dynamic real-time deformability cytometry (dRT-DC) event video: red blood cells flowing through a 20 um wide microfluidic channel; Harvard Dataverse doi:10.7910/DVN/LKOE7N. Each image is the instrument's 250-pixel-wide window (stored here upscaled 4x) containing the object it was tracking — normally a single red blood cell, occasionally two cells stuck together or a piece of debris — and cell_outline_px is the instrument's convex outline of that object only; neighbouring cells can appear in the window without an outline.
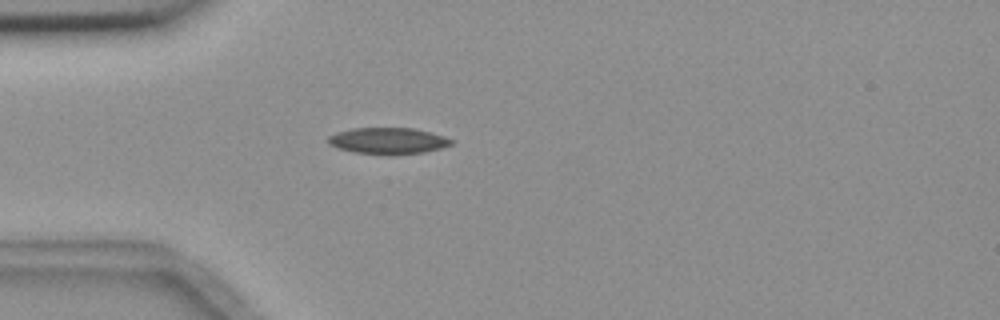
{"species": "common noctule bat (a hibernating species)", "species_latin": "Nyctalus noctula", "temperature_condition": "room temperature", "stored_images_in_passage": 2, "camera_frame_rate_fps": 3000, "um_per_image_px": 0.085, "animal": {"sex": "female", "body_mass_g": 18.4}, "frame": {"image": 1, "passage_image": 2, "time_ms": 1.333, "image_size_px": [1000, 320], "cell_outline_px": [[456, 140], [452, 144], [440, 148], [424, 152], [392, 156], [356, 152], [336, 148], [328, 144], [328, 136], [336, 132], [352, 128], [416, 128], [432, 132]], "centroid_in_image_um": [33.0, 11.97], "position_along_channel_um": 52.0, "area_um2": 19.31}}